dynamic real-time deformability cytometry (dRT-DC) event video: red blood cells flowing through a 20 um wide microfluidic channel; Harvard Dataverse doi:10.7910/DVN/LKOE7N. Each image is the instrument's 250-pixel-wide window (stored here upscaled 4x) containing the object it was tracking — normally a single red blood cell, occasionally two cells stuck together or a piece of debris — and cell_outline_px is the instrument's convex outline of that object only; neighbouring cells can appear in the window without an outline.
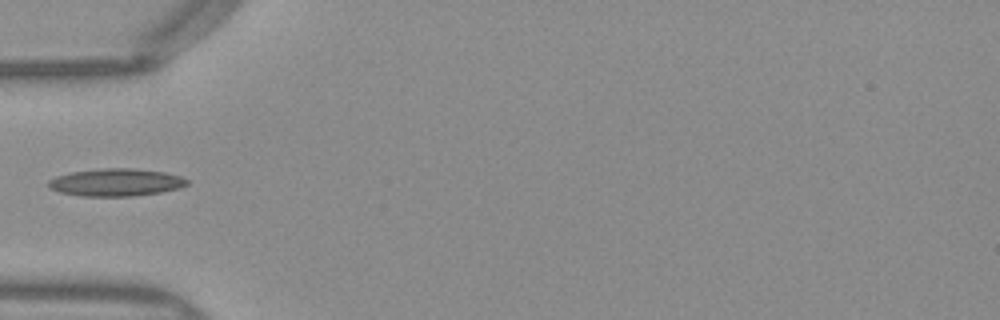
{"species": "Egyptian fruit bat (a non-hibernating species)", "species_latin": "Rousettus aegyptiacus", "temperature_condition": "warm", "stored_images_in_passage": 35, "camera_frame_rate_fps": 3000, "um_per_image_px": 0.085, "frame": {"image": 1, "passage_image": 1, "time_ms": 0.0, "image_size_px": [1000, 320], "cell_outline_px": [[188, 184], [180, 188], [160, 192], [132, 196], [80, 196], [60, 192], [48, 188], [48, 180], [56, 176], [72, 172], [100, 168], [136, 168], [164, 172], [180, 176], [188, 180]], "centroid_in_image_um": [9.84, 15.5], "position_along_channel_um": 75.2, "area_um2": 22.31}}
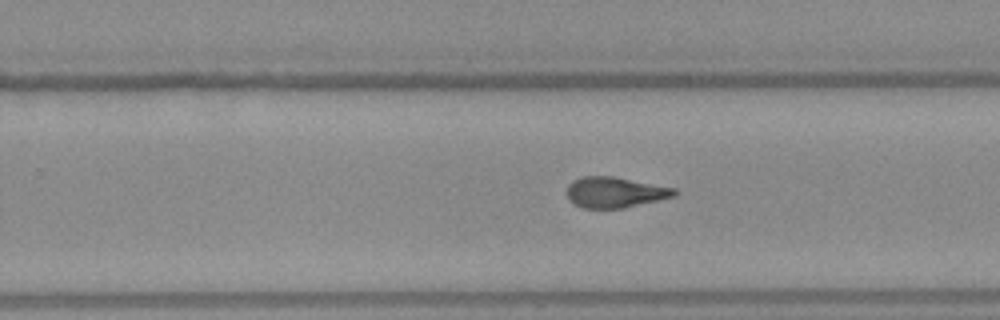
{"frame": {"image": 2, "passage_image": 16, "time_ms": 5.0, "image_size_px": [1000, 320], "cell_outline_px": [[680, 192], [676, 196], [660, 200], [620, 208], [584, 208], [576, 204], [568, 196], [568, 184], [572, 180], [580, 176], [612, 176], [676, 188]], "centroid_in_image_um": [52.32, 16.33], "position_along_channel_um": 277.5, "area_um2": 19.13}}
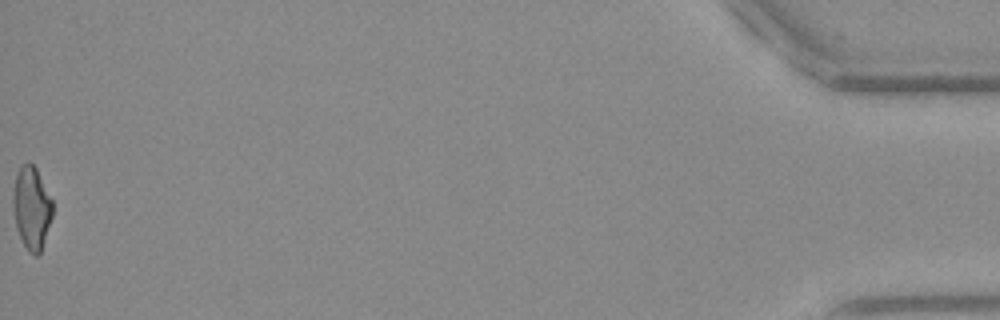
{"frame": {"image": 3, "passage_image": 35, "time_ms": 11.333, "image_size_px": [1000, 320], "cell_outline_px": [[52, 216], [40, 252], [36, 256], [28, 252], [16, 228], [12, 208], [12, 196], [16, 176], [20, 164], [28, 160], [36, 168], [52, 200]], "centroid_in_image_um": [2.66, 17.64], "position_along_channel_um": 432.5, "area_um2": 19.02}}